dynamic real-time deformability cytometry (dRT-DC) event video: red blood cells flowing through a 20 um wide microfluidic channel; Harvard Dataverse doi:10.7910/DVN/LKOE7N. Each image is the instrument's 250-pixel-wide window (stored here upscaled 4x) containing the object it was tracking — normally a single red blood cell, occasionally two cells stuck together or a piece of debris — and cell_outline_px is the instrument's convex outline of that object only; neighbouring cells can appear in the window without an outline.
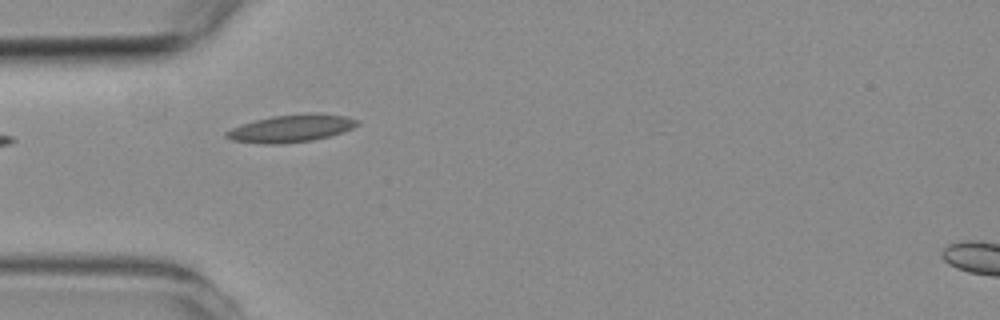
{"species": "common noctule bat (a hibernating species)", "species_latin": "Nyctalus noctula", "temperature_condition": "room temperature", "stored_images_in_passage": 2, "camera_frame_rate_fps": 3000, "um_per_image_px": 0.085, "animal": {"sex": "female", "body_mass_g": 19.3, "forearm_length_mm": 54.1}, "frame": {"image": 1, "passage_image": 1, "time_ms": 0.0, "image_size_px": [1000, 320], "cell_outline_px": [[360, 124], [344, 132], [312, 140], [280, 144], [264, 144], [232, 140], [224, 136], [224, 132], [232, 128], [256, 120], [272, 116], [312, 112], [316, 112], [348, 116], [356, 120]], "centroid_in_image_um": [24.78, 10.9], "position_along_channel_um": 60.2, "area_um2": 20.98}}
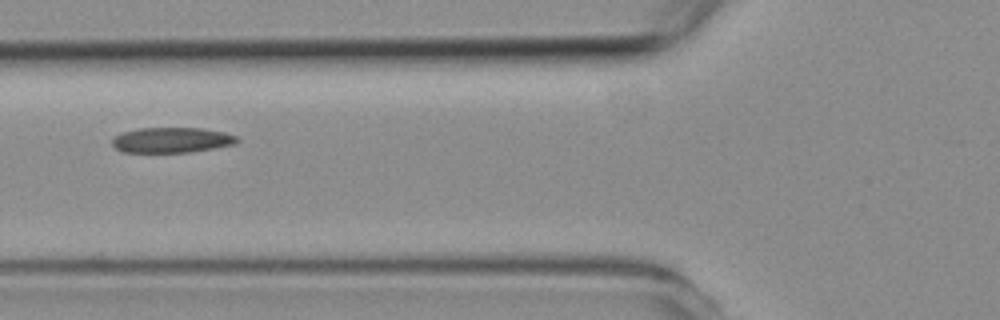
{"frame": {"image": 2, "passage_image": 2, "time_ms": 1.333, "image_size_px": [1000, 320], "cell_outline_px": [[240, 140], [236, 144], [192, 152], [120, 152], [112, 144], [112, 136], [120, 132], [140, 128], [204, 128], [224, 132], [236, 136]], "centroid_in_image_um": [14.58, 11.9], "position_along_channel_um": 111.2, "area_um2": 18.67}}